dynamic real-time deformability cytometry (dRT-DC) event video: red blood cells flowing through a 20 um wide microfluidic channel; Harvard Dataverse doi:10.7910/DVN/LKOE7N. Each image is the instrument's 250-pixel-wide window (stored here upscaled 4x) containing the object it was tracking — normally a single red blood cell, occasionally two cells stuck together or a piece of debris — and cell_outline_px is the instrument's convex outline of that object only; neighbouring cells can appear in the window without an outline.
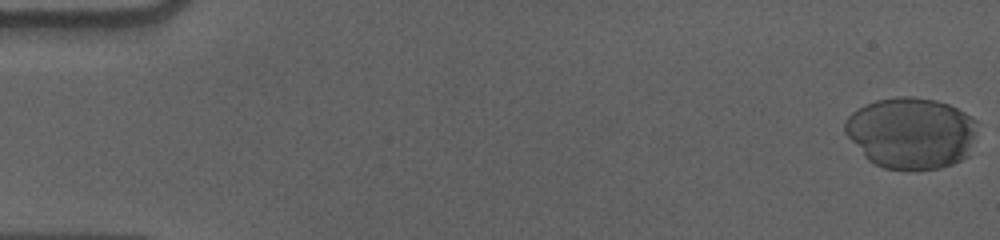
{"species": "human", "species_latin": "Homo sapiens", "temperature_condition": "cold", "stored_images_in_passage": 58, "camera_frame_rate_fps": 3000, "um_per_image_px": 0.085, "donor": {"sex": "male"}, "frame": {"image": 1, "passage_image": 1, "time_ms": 0.0, "image_size_px": [1000, 240], "cell_outline_px": [[976, 120], [972, 156], [952, 164], [940, 168], [912, 172], [904, 172], [884, 168], [868, 160], [864, 156], [844, 132], [844, 120], [852, 112], [876, 100], [896, 96], [912, 96], [936, 100], [948, 104], [964, 112]], "centroid_in_image_um": [77.47, 11.34], "position_along_channel_um": 7.5, "area_um2": 56.01}}
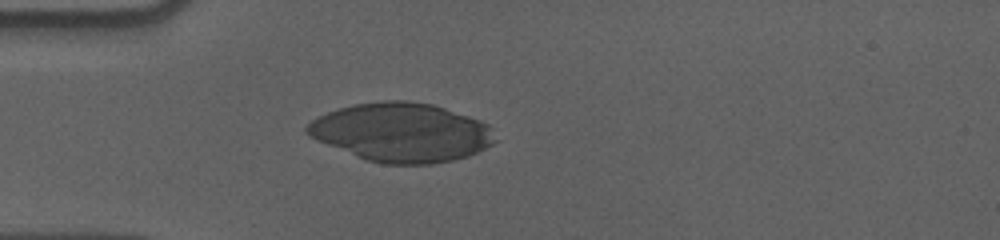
{"frame": {"image": 2, "passage_image": 17, "time_ms": 5.333, "image_size_px": [1000, 240], "cell_outline_px": [[496, 140], [492, 144], [468, 156], [452, 160], [432, 164], [384, 164], [368, 160], [316, 140], [308, 136], [304, 132], [304, 128], [316, 116], [352, 104], [380, 100], [408, 100], [432, 104], [480, 120], [488, 124]], "centroid_in_image_um": [34.1, 11.24], "position_along_channel_um": 50.9, "area_um2": 64.33}}